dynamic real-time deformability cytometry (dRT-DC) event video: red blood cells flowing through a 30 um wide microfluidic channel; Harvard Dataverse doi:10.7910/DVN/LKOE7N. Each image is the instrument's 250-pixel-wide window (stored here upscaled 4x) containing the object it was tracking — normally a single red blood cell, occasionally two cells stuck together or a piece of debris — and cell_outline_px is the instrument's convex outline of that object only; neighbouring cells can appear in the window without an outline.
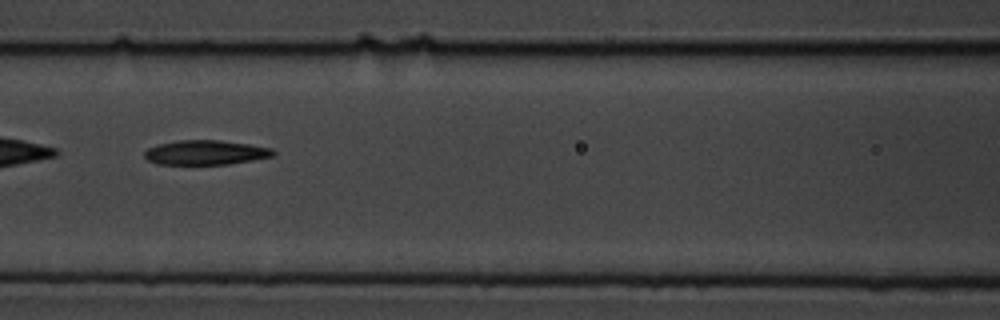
{"species": "common noctule bat (a hibernating species)", "species_latin": "Nyctalus noctula", "temperature_condition": "cold", "stored_images_in_passage": 5, "camera_frame_rate_fps": 3000, "um_per_image_px": 0.085, "animal": {"sex": "male", "body_mass_g": 19.5, "forearm_length_mm": 54.6}, "frame": {"image": 1, "passage_image": 3, "time_ms": 2.333, "image_size_px": [1000, 320], "cell_outline_px": [[276, 152], [272, 156], [252, 160], [228, 164], [156, 164], [148, 160], [144, 156], [144, 152], [148, 148], [160, 144], [180, 140], [220, 140], [248, 144], [272, 148]], "centroid_in_image_um": [17.47, 12.96], "position_along_channel_um": 149.1, "area_um2": 18.26}}